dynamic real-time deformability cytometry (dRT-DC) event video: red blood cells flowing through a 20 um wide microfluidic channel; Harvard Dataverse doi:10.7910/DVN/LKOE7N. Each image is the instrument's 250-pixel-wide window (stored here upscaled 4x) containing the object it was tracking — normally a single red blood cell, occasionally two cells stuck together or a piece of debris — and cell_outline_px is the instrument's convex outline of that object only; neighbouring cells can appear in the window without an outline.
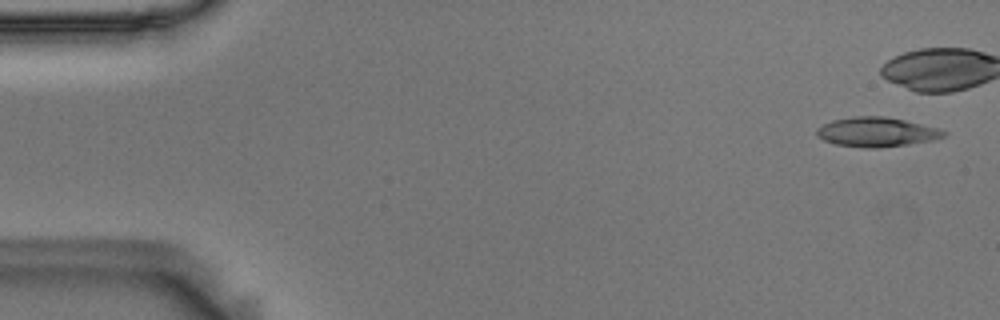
{"species": "Egyptian fruit bat (a non-hibernating species)", "species_latin": "Rousettus aegyptiacus", "temperature_condition": "room temperature", "stored_images_in_passage": 43, "camera_frame_rate_fps": 3000, "um_per_image_px": 0.085, "animal": {"sex": "male"}, "frame": {"image": 1, "passage_image": 2, "time_ms": 0.333, "image_size_px": [1000, 320], "cell_outline_px": [[948, 132], [944, 136], [932, 140], [908, 144], [880, 148], [864, 148], [836, 144], [824, 140], [816, 136], [816, 128], [832, 120], [856, 116], [884, 116], [904, 120], [940, 128]], "centroid_in_image_um": [74.51, 11.22], "position_along_channel_um": 10.5, "area_um2": 21.85}}
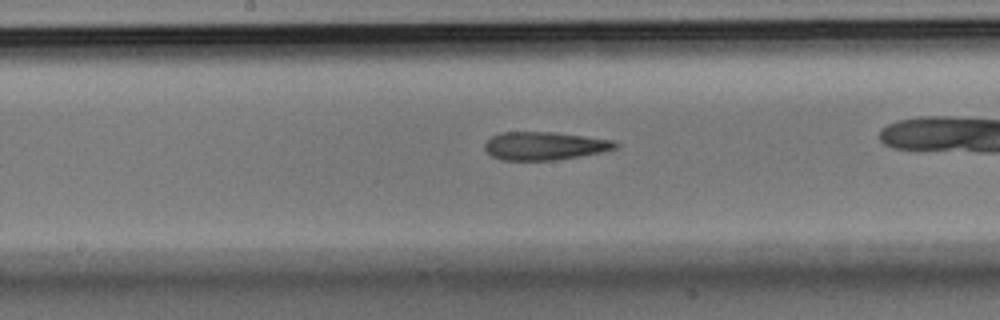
{"frame": {"image": 2, "passage_image": 28, "time_ms": 9.0, "image_size_px": [1000, 320], "cell_outline_px": [[620, 144], [616, 148], [600, 152], [580, 156], [552, 160], [500, 160], [492, 156], [484, 148], [484, 144], [492, 136], [500, 132], [552, 132], [584, 136], [612, 140]], "centroid_in_image_um": [46.26, 12.4], "position_along_channel_um": 201.9, "area_um2": 21.27}}
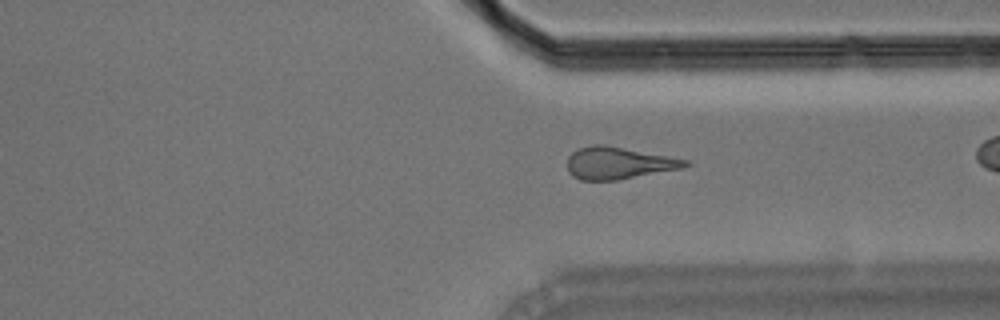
{"frame": {"image": 3, "passage_image": 41, "time_ms": 13.333, "image_size_px": [1000, 320], "cell_outline_px": [[692, 164], [684, 168], [616, 180], [580, 180], [572, 176], [568, 172], [568, 156], [572, 152], [580, 148], [592, 144], [604, 144], [668, 156], [688, 160]], "centroid_in_image_um": [52.57, 13.86], "position_along_channel_um": 358.8, "area_um2": 22.08}}